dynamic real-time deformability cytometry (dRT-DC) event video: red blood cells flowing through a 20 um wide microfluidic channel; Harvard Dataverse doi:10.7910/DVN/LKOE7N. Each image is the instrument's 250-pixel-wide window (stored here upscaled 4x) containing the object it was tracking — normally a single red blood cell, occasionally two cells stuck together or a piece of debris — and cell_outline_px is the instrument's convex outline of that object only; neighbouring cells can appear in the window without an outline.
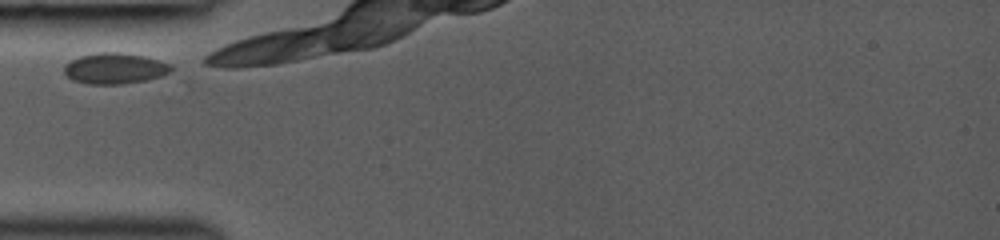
{"species": "common noctule bat (a hibernating species)", "species_latin": "Nyctalus noctula", "temperature_condition": "room temperature", "stored_images_in_passage": 4, "camera_frame_rate_fps": 3000, "um_per_image_px": 0.085, "animal": {"sex": "female", "body_mass_g": 19.0, "forearm_length_mm": 53.3}, "frame": {"image": 1, "passage_image": 1, "time_ms": 0.0, "image_size_px": [1000, 240], "cell_outline_px": [[172, 68], [168, 72], [160, 76], [148, 80], [120, 84], [88, 84], [72, 80], [64, 72], [64, 64], [80, 56], [96, 52], [116, 52], [144, 56], [160, 60], [172, 64]], "centroid_in_image_um": [9.75, 5.81], "position_along_channel_um": 75.3, "area_um2": 19.25}}